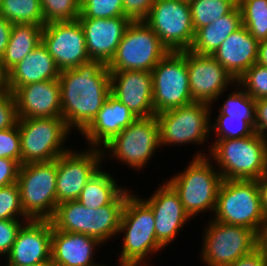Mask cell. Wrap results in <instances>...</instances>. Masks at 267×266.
Returning a JSON list of instances; mask_svg holds the SVG:
<instances>
[{"label":"cell","mask_w":267,"mask_h":266,"mask_svg":"<svg viewBox=\"0 0 267 266\" xmlns=\"http://www.w3.org/2000/svg\"><path fill=\"white\" fill-rule=\"evenodd\" d=\"M59 83L62 118L71 131L81 133L111 93L110 71L102 61L92 60L60 71Z\"/></svg>","instance_id":"cell-1"},{"label":"cell","mask_w":267,"mask_h":266,"mask_svg":"<svg viewBox=\"0 0 267 266\" xmlns=\"http://www.w3.org/2000/svg\"><path fill=\"white\" fill-rule=\"evenodd\" d=\"M207 148V153L200 149L194 157L208 156L225 180H259L267 173V140L257 132L240 139L215 140Z\"/></svg>","instance_id":"cell-2"},{"label":"cell","mask_w":267,"mask_h":266,"mask_svg":"<svg viewBox=\"0 0 267 266\" xmlns=\"http://www.w3.org/2000/svg\"><path fill=\"white\" fill-rule=\"evenodd\" d=\"M139 196L132 191L122 211L118 232V235L123 234L117 263L120 266H149L152 259L149 256L165 249L156 238L153 211L144 197Z\"/></svg>","instance_id":"cell-3"},{"label":"cell","mask_w":267,"mask_h":266,"mask_svg":"<svg viewBox=\"0 0 267 266\" xmlns=\"http://www.w3.org/2000/svg\"><path fill=\"white\" fill-rule=\"evenodd\" d=\"M130 189H124L110 204L89 209L77 200L57 205L52 226L59 231L85 234L105 244L118 236L122 211Z\"/></svg>","instance_id":"cell-4"},{"label":"cell","mask_w":267,"mask_h":266,"mask_svg":"<svg viewBox=\"0 0 267 266\" xmlns=\"http://www.w3.org/2000/svg\"><path fill=\"white\" fill-rule=\"evenodd\" d=\"M183 172L166 181L178 193L185 212L192 218L203 212L214 213L220 185V172L208 157H192Z\"/></svg>","instance_id":"cell-5"},{"label":"cell","mask_w":267,"mask_h":266,"mask_svg":"<svg viewBox=\"0 0 267 266\" xmlns=\"http://www.w3.org/2000/svg\"><path fill=\"white\" fill-rule=\"evenodd\" d=\"M213 216L215 221L243 226L258 233L265 219L258 181L223 179Z\"/></svg>","instance_id":"cell-6"},{"label":"cell","mask_w":267,"mask_h":266,"mask_svg":"<svg viewBox=\"0 0 267 266\" xmlns=\"http://www.w3.org/2000/svg\"><path fill=\"white\" fill-rule=\"evenodd\" d=\"M21 165L49 162L68 152L65 147L71 130L62 117L18 119Z\"/></svg>","instance_id":"cell-7"},{"label":"cell","mask_w":267,"mask_h":266,"mask_svg":"<svg viewBox=\"0 0 267 266\" xmlns=\"http://www.w3.org/2000/svg\"><path fill=\"white\" fill-rule=\"evenodd\" d=\"M211 109L210 104L192 102L156 114L160 147L206 144L211 136Z\"/></svg>","instance_id":"cell-8"},{"label":"cell","mask_w":267,"mask_h":266,"mask_svg":"<svg viewBox=\"0 0 267 266\" xmlns=\"http://www.w3.org/2000/svg\"><path fill=\"white\" fill-rule=\"evenodd\" d=\"M57 159L20 166L17 184L25 215L32 220H50L56 210Z\"/></svg>","instance_id":"cell-9"},{"label":"cell","mask_w":267,"mask_h":266,"mask_svg":"<svg viewBox=\"0 0 267 266\" xmlns=\"http://www.w3.org/2000/svg\"><path fill=\"white\" fill-rule=\"evenodd\" d=\"M103 147V160L108 154L109 158L128 164L130 169L142 171L160 148L156 116L137 118Z\"/></svg>","instance_id":"cell-10"},{"label":"cell","mask_w":267,"mask_h":266,"mask_svg":"<svg viewBox=\"0 0 267 266\" xmlns=\"http://www.w3.org/2000/svg\"><path fill=\"white\" fill-rule=\"evenodd\" d=\"M168 52L159 37L144 21H131L107 67L110 72H151Z\"/></svg>","instance_id":"cell-11"},{"label":"cell","mask_w":267,"mask_h":266,"mask_svg":"<svg viewBox=\"0 0 267 266\" xmlns=\"http://www.w3.org/2000/svg\"><path fill=\"white\" fill-rule=\"evenodd\" d=\"M200 258L205 266H228L257 248V233L210 219L205 224Z\"/></svg>","instance_id":"cell-12"},{"label":"cell","mask_w":267,"mask_h":266,"mask_svg":"<svg viewBox=\"0 0 267 266\" xmlns=\"http://www.w3.org/2000/svg\"><path fill=\"white\" fill-rule=\"evenodd\" d=\"M151 73L155 115L194 102L190 93L186 50L168 52Z\"/></svg>","instance_id":"cell-13"},{"label":"cell","mask_w":267,"mask_h":266,"mask_svg":"<svg viewBox=\"0 0 267 266\" xmlns=\"http://www.w3.org/2000/svg\"><path fill=\"white\" fill-rule=\"evenodd\" d=\"M144 22L169 52L191 48L195 30L189 4L176 0H155Z\"/></svg>","instance_id":"cell-14"},{"label":"cell","mask_w":267,"mask_h":266,"mask_svg":"<svg viewBox=\"0 0 267 266\" xmlns=\"http://www.w3.org/2000/svg\"><path fill=\"white\" fill-rule=\"evenodd\" d=\"M72 149L57 158V205L77 200L88 180L104 162L101 148L88 146V150L83 151Z\"/></svg>","instance_id":"cell-15"},{"label":"cell","mask_w":267,"mask_h":266,"mask_svg":"<svg viewBox=\"0 0 267 266\" xmlns=\"http://www.w3.org/2000/svg\"><path fill=\"white\" fill-rule=\"evenodd\" d=\"M42 43L60 71L77 68L92 61L86 49L83 27L78 19L45 24Z\"/></svg>","instance_id":"cell-16"},{"label":"cell","mask_w":267,"mask_h":266,"mask_svg":"<svg viewBox=\"0 0 267 266\" xmlns=\"http://www.w3.org/2000/svg\"><path fill=\"white\" fill-rule=\"evenodd\" d=\"M186 63L194 102L213 106L223 93H227L229 86L236 84L230 73L211 55H199L186 50Z\"/></svg>","instance_id":"cell-17"},{"label":"cell","mask_w":267,"mask_h":266,"mask_svg":"<svg viewBox=\"0 0 267 266\" xmlns=\"http://www.w3.org/2000/svg\"><path fill=\"white\" fill-rule=\"evenodd\" d=\"M52 223L50 220L25 222L17 233L5 266L51 263Z\"/></svg>","instance_id":"cell-18"},{"label":"cell","mask_w":267,"mask_h":266,"mask_svg":"<svg viewBox=\"0 0 267 266\" xmlns=\"http://www.w3.org/2000/svg\"><path fill=\"white\" fill-rule=\"evenodd\" d=\"M153 192L144 201L154 214L156 238L166 247L175 241L191 217L185 212L178 193L166 180Z\"/></svg>","instance_id":"cell-19"},{"label":"cell","mask_w":267,"mask_h":266,"mask_svg":"<svg viewBox=\"0 0 267 266\" xmlns=\"http://www.w3.org/2000/svg\"><path fill=\"white\" fill-rule=\"evenodd\" d=\"M111 94L137 118L155 115L152 73L143 70L110 72Z\"/></svg>","instance_id":"cell-20"},{"label":"cell","mask_w":267,"mask_h":266,"mask_svg":"<svg viewBox=\"0 0 267 266\" xmlns=\"http://www.w3.org/2000/svg\"><path fill=\"white\" fill-rule=\"evenodd\" d=\"M13 95L18 119L62 117L59 79L18 87Z\"/></svg>","instance_id":"cell-21"},{"label":"cell","mask_w":267,"mask_h":266,"mask_svg":"<svg viewBox=\"0 0 267 266\" xmlns=\"http://www.w3.org/2000/svg\"><path fill=\"white\" fill-rule=\"evenodd\" d=\"M83 27L90 59L108 64L114 57L123 34L130 24L127 17L104 19L78 18Z\"/></svg>","instance_id":"cell-22"},{"label":"cell","mask_w":267,"mask_h":266,"mask_svg":"<svg viewBox=\"0 0 267 266\" xmlns=\"http://www.w3.org/2000/svg\"><path fill=\"white\" fill-rule=\"evenodd\" d=\"M103 244L85 234L56 230L52 226L51 264L53 266H105L93 259Z\"/></svg>","instance_id":"cell-23"},{"label":"cell","mask_w":267,"mask_h":266,"mask_svg":"<svg viewBox=\"0 0 267 266\" xmlns=\"http://www.w3.org/2000/svg\"><path fill=\"white\" fill-rule=\"evenodd\" d=\"M137 117L111 93L92 122L80 133L90 147L103 148Z\"/></svg>","instance_id":"cell-24"},{"label":"cell","mask_w":267,"mask_h":266,"mask_svg":"<svg viewBox=\"0 0 267 266\" xmlns=\"http://www.w3.org/2000/svg\"><path fill=\"white\" fill-rule=\"evenodd\" d=\"M259 42L241 26L221 43L212 55L237 81L258 59Z\"/></svg>","instance_id":"cell-25"},{"label":"cell","mask_w":267,"mask_h":266,"mask_svg":"<svg viewBox=\"0 0 267 266\" xmlns=\"http://www.w3.org/2000/svg\"><path fill=\"white\" fill-rule=\"evenodd\" d=\"M60 70L47 47L41 42L8 71V90L12 93L30 83L59 79Z\"/></svg>","instance_id":"cell-26"},{"label":"cell","mask_w":267,"mask_h":266,"mask_svg":"<svg viewBox=\"0 0 267 266\" xmlns=\"http://www.w3.org/2000/svg\"><path fill=\"white\" fill-rule=\"evenodd\" d=\"M242 26L238 5L228 14L195 32L191 52L199 55H213L229 35Z\"/></svg>","instance_id":"cell-27"},{"label":"cell","mask_w":267,"mask_h":266,"mask_svg":"<svg viewBox=\"0 0 267 266\" xmlns=\"http://www.w3.org/2000/svg\"><path fill=\"white\" fill-rule=\"evenodd\" d=\"M43 27L36 24H13L3 53L4 68L9 71L42 42Z\"/></svg>","instance_id":"cell-28"},{"label":"cell","mask_w":267,"mask_h":266,"mask_svg":"<svg viewBox=\"0 0 267 266\" xmlns=\"http://www.w3.org/2000/svg\"><path fill=\"white\" fill-rule=\"evenodd\" d=\"M102 168L88 180L77 199L89 209L110 204L126 188L120 187L116 178Z\"/></svg>","instance_id":"cell-29"},{"label":"cell","mask_w":267,"mask_h":266,"mask_svg":"<svg viewBox=\"0 0 267 266\" xmlns=\"http://www.w3.org/2000/svg\"><path fill=\"white\" fill-rule=\"evenodd\" d=\"M0 15L12 24L45 25L40 0H1Z\"/></svg>","instance_id":"cell-30"},{"label":"cell","mask_w":267,"mask_h":266,"mask_svg":"<svg viewBox=\"0 0 267 266\" xmlns=\"http://www.w3.org/2000/svg\"><path fill=\"white\" fill-rule=\"evenodd\" d=\"M238 0H192L189 3L195 32L230 13Z\"/></svg>","instance_id":"cell-31"},{"label":"cell","mask_w":267,"mask_h":266,"mask_svg":"<svg viewBox=\"0 0 267 266\" xmlns=\"http://www.w3.org/2000/svg\"><path fill=\"white\" fill-rule=\"evenodd\" d=\"M242 25L258 41L267 39V0H238Z\"/></svg>","instance_id":"cell-32"},{"label":"cell","mask_w":267,"mask_h":266,"mask_svg":"<svg viewBox=\"0 0 267 266\" xmlns=\"http://www.w3.org/2000/svg\"><path fill=\"white\" fill-rule=\"evenodd\" d=\"M255 120H243L231 118L229 115L218 114L211 122V132L216 136L215 140L240 139L255 133Z\"/></svg>","instance_id":"cell-33"},{"label":"cell","mask_w":267,"mask_h":266,"mask_svg":"<svg viewBox=\"0 0 267 266\" xmlns=\"http://www.w3.org/2000/svg\"><path fill=\"white\" fill-rule=\"evenodd\" d=\"M233 92L227 95L225 102L222 103L218 114L229 115L231 118H241L243 120H255V102L246 91L237 83Z\"/></svg>","instance_id":"cell-34"},{"label":"cell","mask_w":267,"mask_h":266,"mask_svg":"<svg viewBox=\"0 0 267 266\" xmlns=\"http://www.w3.org/2000/svg\"><path fill=\"white\" fill-rule=\"evenodd\" d=\"M81 0H40L45 24L74 21L80 16Z\"/></svg>","instance_id":"cell-35"},{"label":"cell","mask_w":267,"mask_h":266,"mask_svg":"<svg viewBox=\"0 0 267 266\" xmlns=\"http://www.w3.org/2000/svg\"><path fill=\"white\" fill-rule=\"evenodd\" d=\"M236 83L254 100L267 98V67L254 63Z\"/></svg>","instance_id":"cell-36"},{"label":"cell","mask_w":267,"mask_h":266,"mask_svg":"<svg viewBox=\"0 0 267 266\" xmlns=\"http://www.w3.org/2000/svg\"><path fill=\"white\" fill-rule=\"evenodd\" d=\"M125 17L123 0H81L78 18Z\"/></svg>","instance_id":"cell-37"},{"label":"cell","mask_w":267,"mask_h":266,"mask_svg":"<svg viewBox=\"0 0 267 266\" xmlns=\"http://www.w3.org/2000/svg\"><path fill=\"white\" fill-rule=\"evenodd\" d=\"M30 220L21 204L20 190L17 183L0 187V220Z\"/></svg>","instance_id":"cell-38"},{"label":"cell","mask_w":267,"mask_h":266,"mask_svg":"<svg viewBox=\"0 0 267 266\" xmlns=\"http://www.w3.org/2000/svg\"><path fill=\"white\" fill-rule=\"evenodd\" d=\"M0 158H11L21 165V143L18 125L0 130Z\"/></svg>","instance_id":"cell-39"},{"label":"cell","mask_w":267,"mask_h":266,"mask_svg":"<svg viewBox=\"0 0 267 266\" xmlns=\"http://www.w3.org/2000/svg\"><path fill=\"white\" fill-rule=\"evenodd\" d=\"M18 122L14 95L8 89L0 90V130L14 127Z\"/></svg>","instance_id":"cell-40"},{"label":"cell","mask_w":267,"mask_h":266,"mask_svg":"<svg viewBox=\"0 0 267 266\" xmlns=\"http://www.w3.org/2000/svg\"><path fill=\"white\" fill-rule=\"evenodd\" d=\"M27 221L29 220H0V256H3V259H5L11 251L18 231ZM0 260L2 259L0 258Z\"/></svg>","instance_id":"cell-41"},{"label":"cell","mask_w":267,"mask_h":266,"mask_svg":"<svg viewBox=\"0 0 267 266\" xmlns=\"http://www.w3.org/2000/svg\"><path fill=\"white\" fill-rule=\"evenodd\" d=\"M155 0H123L124 16L130 21H144Z\"/></svg>","instance_id":"cell-42"},{"label":"cell","mask_w":267,"mask_h":266,"mask_svg":"<svg viewBox=\"0 0 267 266\" xmlns=\"http://www.w3.org/2000/svg\"><path fill=\"white\" fill-rule=\"evenodd\" d=\"M20 164L11 158H0V187L17 183Z\"/></svg>","instance_id":"cell-43"},{"label":"cell","mask_w":267,"mask_h":266,"mask_svg":"<svg viewBox=\"0 0 267 266\" xmlns=\"http://www.w3.org/2000/svg\"><path fill=\"white\" fill-rule=\"evenodd\" d=\"M254 130L267 140V98L255 102Z\"/></svg>","instance_id":"cell-44"},{"label":"cell","mask_w":267,"mask_h":266,"mask_svg":"<svg viewBox=\"0 0 267 266\" xmlns=\"http://www.w3.org/2000/svg\"><path fill=\"white\" fill-rule=\"evenodd\" d=\"M228 266H267V256L256 248Z\"/></svg>","instance_id":"cell-45"},{"label":"cell","mask_w":267,"mask_h":266,"mask_svg":"<svg viewBox=\"0 0 267 266\" xmlns=\"http://www.w3.org/2000/svg\"><path fill=\"white\" fill-rule=\"evenodd\" d=\"M12 23L0 15V56L3 55L11 34Z\"/></svg>","instance_id":"cell-46"},{"label":"cell","mask_w":267,"mask_h":266,"mask_svg":"<svg viewBox=\"0 0 267 266\" xmlns=\"http://www.w3.org/2000/svg\"><path fill=\"white\" fill-rule=\"evenodd\" d=\"M257 181H258V187H259L260 197H261L262 212L266 219L267 218V173L264 174Z\"/></svg>","instance_id":"cell-47"},{"label":"cell","mask_w":267,"mask_h":266,"mask_svg":"<svg viewBox=\"0 0 267 266\" xmlns=\"http://www.w3.org/2000/svg\"><path fill=\"white\" fill-rule=\"evenodd\" d=\"M257 248L267 256V218L261 223L257 233Z\"/></svg>","instance_id":"cell-48"},{"label":"cell","mask_w":267,"mask_h":266,"mask_svg":"<svg viewBox=\"0 0 267 266\" xmlns=\"http://www.w3.org/2000/svg\"><path fill=\"white\" fill-rule=\"evenodd\" d=\"M257 63L267 67V39L260 41L258 44Z\"/></svg>","instance_id":"cell-49"},{"label":"cell","mask_w":267,"mask_h":266,"mask_svg":"<svg viewBox=\"0 0 267 266\" xmlns=\"http://www.w3.org/2000/svg\"><path fill=\"white\" fill-rule=\"evenodd\" d=\"M8 89V71L4 68L2 57L0 56V90Z\"/></svg>","instance_id":"cell-50"},{"label":"cell","mask_w":267,"mask_h":266,"mask_svg":"<svg viewBox=\"0 0 267 266\" xmlns=\"http://www.w3.org/2000/svg\"><path fill=\"white\" fill-rule=\"evenodd\" d=\"M28 266H53L51 263L48 264H38V265H28Z\"/></svg>","instance_id":"cell-51"},{"label":"cell","mask_w":267,"mask_h":266,"mask_svg":"<svg viewBox=\"0 0 267 266\" xmlns=\"http://www.w3.org/2000/svg\"><path fill=\"white\" fill-rule=\"evenodd\" d=\"M176 1H179V2H184V3H187L189 4L192 0H176Z\"/></svg>","instance_id":"cell-52"}]
</instances>
